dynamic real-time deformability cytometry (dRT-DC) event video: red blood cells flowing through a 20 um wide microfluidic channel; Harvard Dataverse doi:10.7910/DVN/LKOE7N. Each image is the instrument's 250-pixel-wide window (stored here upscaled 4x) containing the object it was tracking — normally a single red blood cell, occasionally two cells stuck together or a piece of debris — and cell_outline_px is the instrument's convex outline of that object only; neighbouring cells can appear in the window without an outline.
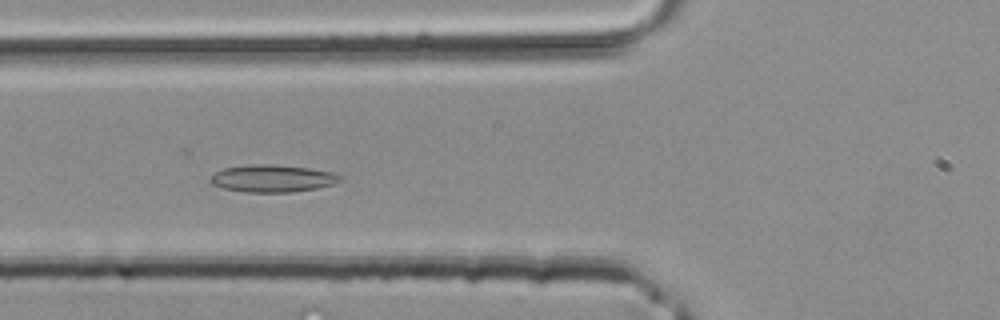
{"species": "common noctule bat (a hibernating species)", "species_latin": "Nyctalus noctula", "temperature_condition": "room temperature", "stored_images_in_passage": 8, "camera_frame_rate_fps": 3000, "um_per_image_px": 0.085, "animal": {"sex": "male", "body_mass_g": 20.4}, "frame": {"image": 1, "passage_image": 6, "time_ms": 1.667, "image_size_px": [1000, 320], "cell_outline_px": [[344, 180], [332, 184], [316, 188], [292, 192], [244, 192], [224, 188], [212, 184], [208, 180], [216, 172], [224, 168], [248, 164], [272, 164], [308, 168], [332, 172], [344, 176]], "centroid_in_image_um": [23.18, 15.16], "position_along_channel_um": 102.6, "area_um2": 20.69}}